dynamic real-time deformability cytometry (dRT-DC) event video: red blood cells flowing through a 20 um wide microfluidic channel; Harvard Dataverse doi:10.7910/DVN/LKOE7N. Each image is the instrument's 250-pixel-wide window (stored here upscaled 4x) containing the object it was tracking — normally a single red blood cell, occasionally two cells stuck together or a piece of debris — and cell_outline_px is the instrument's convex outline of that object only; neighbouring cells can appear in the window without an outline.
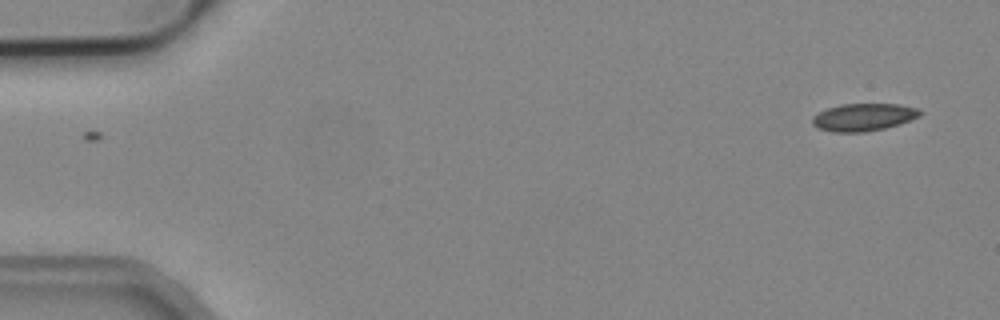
{"species": "common noctule bat (a hibernating species)", "species_latin": "Nyctalus noctula", "temperature_condition": "cold", "stored_images_in_passage": 7, "camera_frame_rate_fps": 3000, "um_per_image_px": 0.085, "animal": {"sex": "male", "body_mass_g": 19.2, "forearm_length_mm": 51.8}, "frame": {"image": 1, "passage_image": 1, "time_ms": 0.0, "image_size_px": [1000, 320], "cell_outline_px": [[924, 112], [920, 116], [900, 124], [884, 128], [864, 132], [832, 132], [816, 128], [812, 124], [812, 116], [828, 108], [840, 104], [900, 104], [916, 108]], "centroid_in_image_um": [73.39, 9.96], "position_along_channel_um": 11.6, "area_um2": 17.34}}
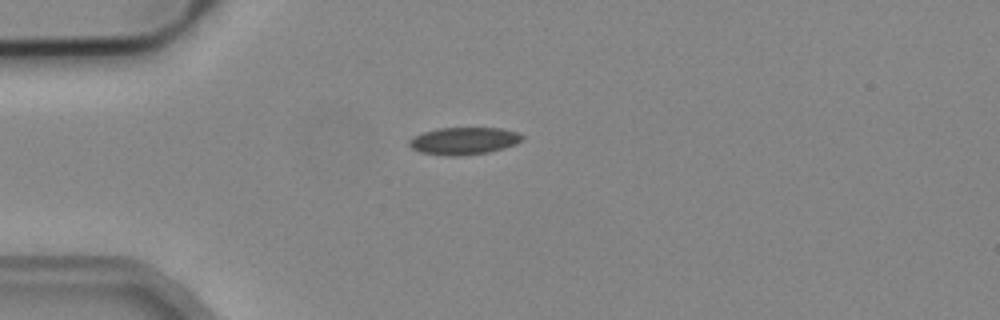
{"frame": {"image": 2, "passage_image": 4, "time_ms": 1.0, "image_size_px": [1000, 320], "cell_outline_px": [[524, 140], [516, 144], [504, 148], [488, 152], [460, 156], [444, 156], [420, 152], [412, 148], [408, 144], [408, 140], [412, 136], [436, 128], [500, 128], [516, 132], [524, 136]], "centroid_in_image_um": [39.41, 11.98], "position_along_channel_um": 45.6, "area_um2": 18.15}}